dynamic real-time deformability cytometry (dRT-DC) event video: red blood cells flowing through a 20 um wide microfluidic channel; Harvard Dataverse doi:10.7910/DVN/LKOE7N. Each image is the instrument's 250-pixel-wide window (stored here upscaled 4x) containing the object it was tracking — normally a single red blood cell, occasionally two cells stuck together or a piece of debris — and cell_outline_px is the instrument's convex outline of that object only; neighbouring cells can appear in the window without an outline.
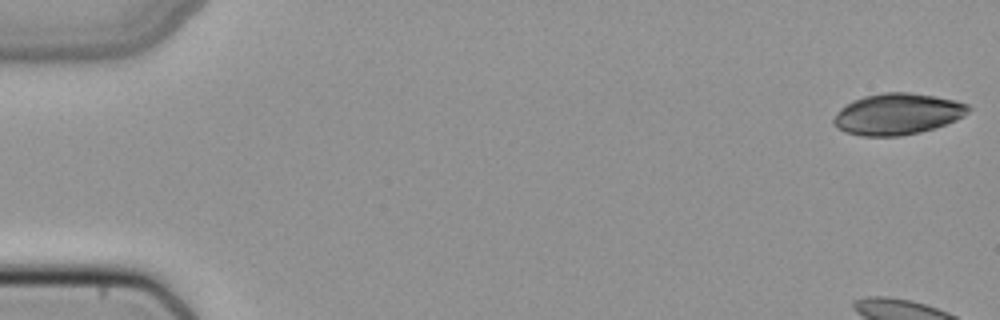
{"species": "common noctule bat (a hibernating species)", "species_latin": "Nyctalus noctula", "temperature_condition": "cold", "stored_images_in_passage": 7, "camera_frame_rate_fps": 3000, "um_per_image_px": 0.085, "animal": {"sex": "female", "body_mass_g": 22.7, "forearm_length_mm": 54.2}, "frame": {"image": 1, "passage_image": 1, "time_ms": 0.0, "image_size_px": [1000, 320], "cell_outline_px": [[972, 108], [964, 116], [956, 120], [936, 128], [920, 132], [900, 136], [860, 136], [844, 132], [836, 128], [832, 124], [832, 120], [840, 108], [852, 100], [864, 96], [884, 92], [908, 92], [936, 96], [956, 100], [968, 104]], "centroid_in_image_um": [76.28, 9.69], "position_along_channel_um": 8.7, "area_um2": 32.83}}